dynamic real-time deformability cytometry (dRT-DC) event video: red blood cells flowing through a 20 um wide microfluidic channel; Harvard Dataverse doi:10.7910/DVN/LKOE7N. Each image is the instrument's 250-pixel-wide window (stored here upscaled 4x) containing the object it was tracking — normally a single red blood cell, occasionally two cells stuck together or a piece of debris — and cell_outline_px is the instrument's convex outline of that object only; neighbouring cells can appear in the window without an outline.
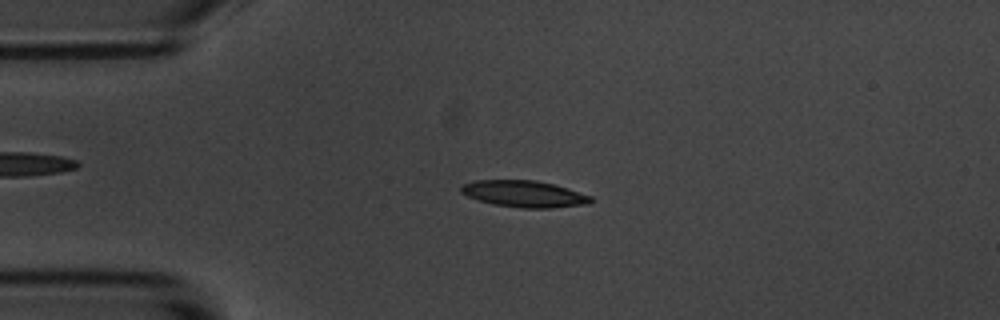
{"species": "common noctule bat (a hibernating species)", "species_latin": "Nyctalus noctula", "temperature_condition": "room temperature", "stored_images_in_passage": 56, "camera_frame_rate_fps": 3000, "um_per_image_px": 0.085, "animal": {"sex": "male", "body_mass_g": 20.1, "forearm_length_mm": 53.5}, "frame": {"image": 1, "passage_image": 12, "time_ms": 3.667, "image_size_px": [1000, 320], "cell_outline_px": [[592, 200], [588, 204], [548, 208], [520, 208], [492, 204], [476, 200], [460, 192], [460, 184], [476, 180], [536, 180], [568, 188], [592, 196]], "centroid_in_image_um": [44.51, 16.48], "position_along_channel_um": 40.5, "area_um2": 20.23}}
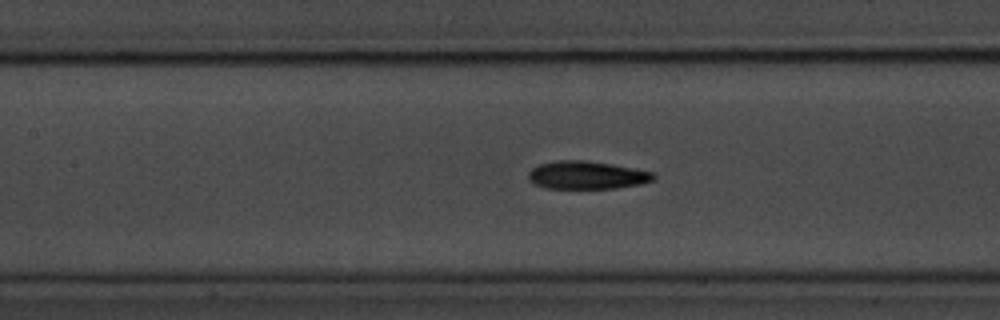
{"frame": {"image": 2, "passage_image": 24, "time_ms": 7.667, "image_size_px": [1000, 320], "cell_outline_px": [[656, 176], [652, 180], [640, 184], [616, 188], [544, 188], [528, 180], [528, 172], [532, 168], [540, 164], [556, 160], [584, 160], [612, 164], [652, 172]], "centroid_in_image_um": [49.84, 14.88], "position_along_channel_um": 157.6, "area_um2": 20.29}}
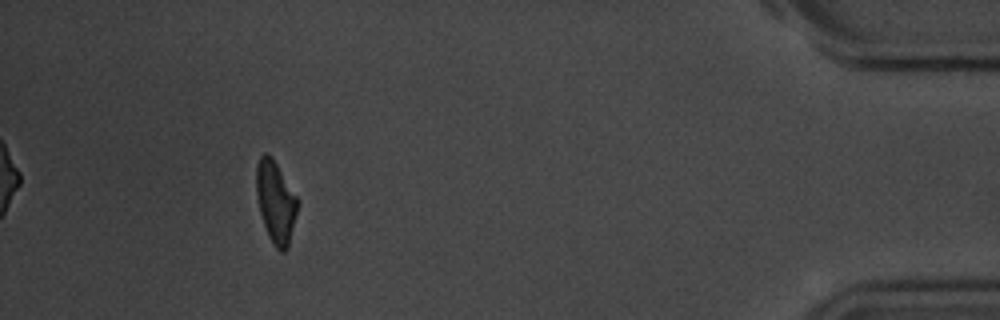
{"frame": {"image": 3, "passage_image": 51, "time_ms": 16.667, "image_size_px": [1000, 320], "cell_outline_px": [[300, 204], [288, 248], [284, 252], [280, 252], [272, 244], [268, 236], [260, 212], [256, 196], [256, 164], [260, 156], [264, 152], [272, 156], [300, 200]], "centroid_in_image_um": [23.46, 17.17], "position_along_channel_um": 411.7, "area_um2": 20.23}, "authors_computed_cell_mechanics": {"area_um2": 20.2878, "velocity_mm_per_s": 3.5117, "shape_relaxation_time_tau1_ms": 3.3986, "shape_relaxation_time_tau2_ms": 2.9693, "deformation_change_tau1": 0.141, "deformation_change_tau2": 0.109}}